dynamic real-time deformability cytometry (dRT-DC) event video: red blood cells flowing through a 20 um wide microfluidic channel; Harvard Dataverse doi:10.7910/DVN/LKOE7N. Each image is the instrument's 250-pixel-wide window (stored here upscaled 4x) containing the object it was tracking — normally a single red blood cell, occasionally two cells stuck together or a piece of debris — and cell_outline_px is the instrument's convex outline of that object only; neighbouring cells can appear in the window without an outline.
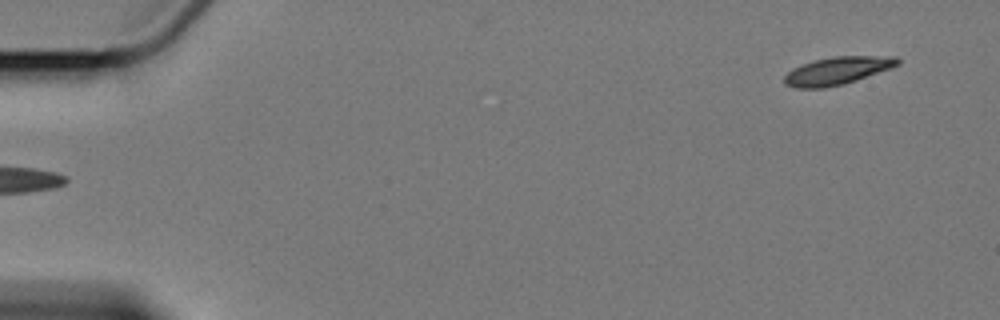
{"species": "Egyptian fruit bat (a non-hibernating species)", "species_latin": "Rousettus aegyptiacus", "temperature_condition": "cold", "stored_images_in_passage": 5, "segment_of_instrument_passage": [2, 2], "camera_frame_rate_fps": 3000, "um_per_image_px": 0.085, "animal": {"sex": "female"}, "frame": {"image": 1, "passage_image": 5, "time_ms": 6.333, "image_size_px": [1000, 320], "cell_outline_px": [[900, 64], [892, 68], [844, 84], [824, 88], [796, 88], [784, 84], [784, 76], [792, 68], [800, 64], [812, 60], [832, 56], [896, 56], [900, 60]], "centroid_in_image_um": [71.16, 6.0], "position_along_channel_um": 13.8, "area_um2": 18.55}}